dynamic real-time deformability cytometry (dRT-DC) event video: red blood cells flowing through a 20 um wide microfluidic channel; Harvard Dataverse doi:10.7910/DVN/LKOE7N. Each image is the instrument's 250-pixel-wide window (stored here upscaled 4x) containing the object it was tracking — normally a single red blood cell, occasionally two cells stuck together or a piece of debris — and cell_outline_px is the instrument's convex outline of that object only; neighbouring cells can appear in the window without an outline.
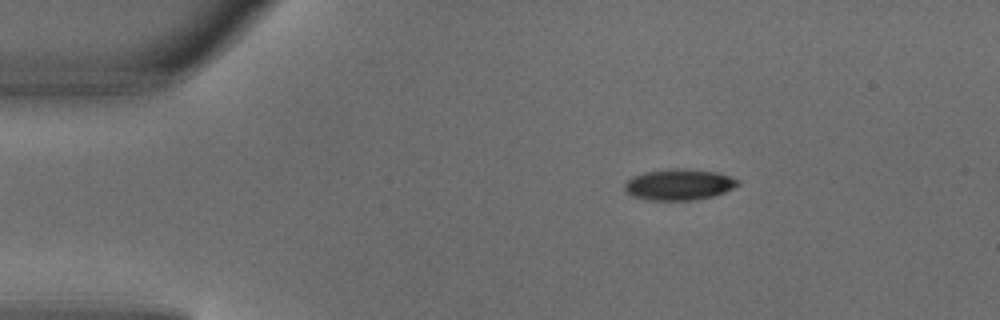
{"species": "common noctule bat (a hibernating species)", "species_latin": "Nyctalus noctula", "temperature_condition": "warm", "stored_images_in_passage": 4, "camera_frame_rate_fps": 3000, "um_per_image_px": 0.085, "animal": {"sex": "male", "body_mass_g": 18.8}, "frame": {"image": 1, "passage_image": 1, "time_ms": 0.0, "image_size_px": [1000, 320], "cell_outline_px": [[740, 184], [724, 192], [712, 196], [696, 200], [652, 200], [632, 196], [624, 192], [624, 184], [632, 176], [644, 172], [672, 168], [684, 168], [716, 172], [740, 180]], "centroid_in_image_um": [57.69, 15.68], "position_along_channel_um": 27.3, "area_um2": 20.58}}
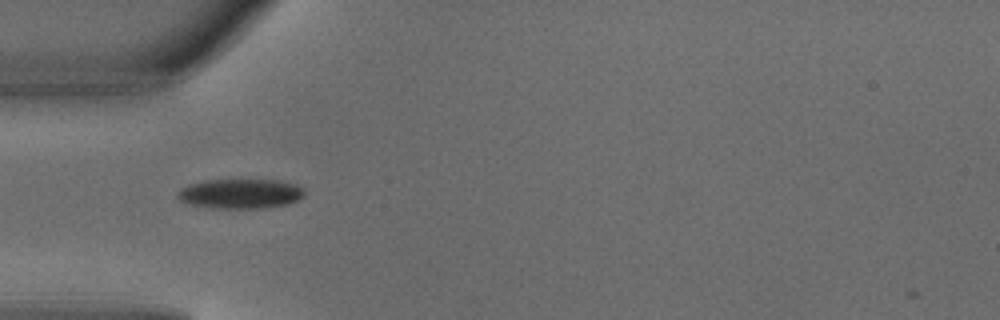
{"frame": {"image": 2, "passage_image": 3, "time_ms": 0.667, "image_size_px": [1000, 320], "cell_outline_px": [[304, 196], [288, 204], [264, 208], [212, 208], [192, 204], [180, 200], [176, 196], [184, 188], [192, 184], [208, 180], [280, 180], [292, 184], [300, 188], [304, 192]], "centroid_in_image_um": [20.46, 16.47], "position_along_channel_um": 64.5, "area_um2": 21.44}}
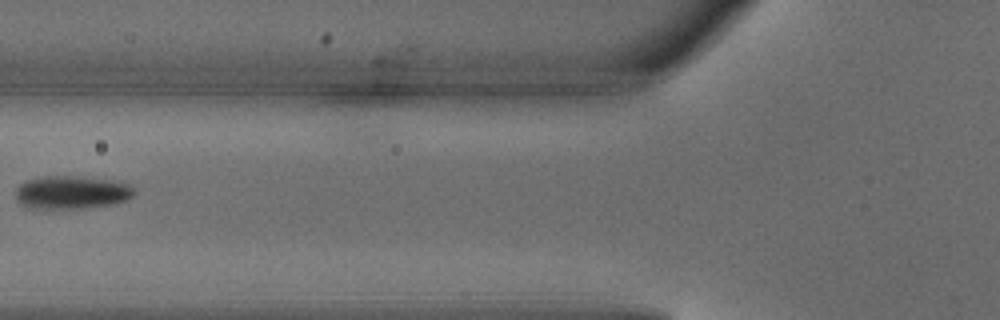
{"frame": {"image": 3, "passage_image": 4, "time_ms": 1.0, "image_size_px": [1000, 320], "cell_outline_px": [[136, 192], [132, 196], [124, 200], [112, 204], [80, 208], [28, 208], [20, 204], [16, 200], [16, 188], [24, 180], [44, 176], [72, 176], [104, 180], [132, 184]], "centroid_in_image_um": [6.04, 16.35], "position_along_channel_um": 119.8, "area_um2": 22.72}}